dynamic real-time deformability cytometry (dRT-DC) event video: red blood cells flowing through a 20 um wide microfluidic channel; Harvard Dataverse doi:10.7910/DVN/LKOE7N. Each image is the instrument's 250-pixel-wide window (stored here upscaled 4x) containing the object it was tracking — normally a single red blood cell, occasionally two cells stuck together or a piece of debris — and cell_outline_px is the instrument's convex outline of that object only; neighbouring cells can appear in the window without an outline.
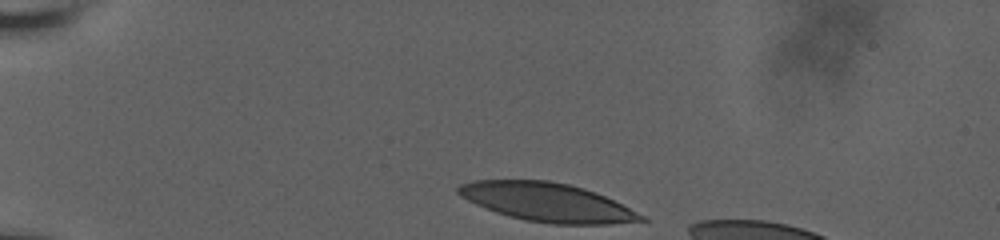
{"species": "human", "species_latin": "Homo sapiens", "temperature_condition": "room temperature", "stored_images_in_passage": 4, "camera_frame_rate_fps": 3000, "um_per_image_px": 0.085, "donor": {"sex": "male"}, "frame": {"image": 1, "passage_image": 1, "time_ms": 0.0, "image_size_px": [1000, 240], "cell_outline_px": [[648, 220], [608, 224], [552, 224], [524, 220], [496, 212], [476, 204], [460, 196], [456, 192], [456, 188], [460, 184], [472, 180], [548, 180], [568, 184], [584, 188], [596, 192], [644, 216]], "centroid_in_image_um": [46.46, 17.18], "position_along_channel_um": 38.5, "area_um2": 40.86}}
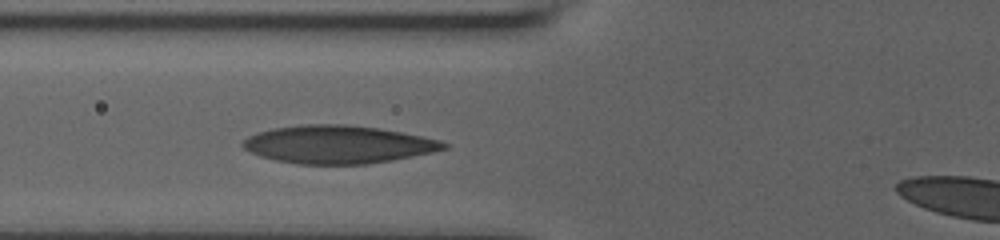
{"frame": {"image": 2, "passage_image": 4, "time_ms": 3.333, "image_size_px": [1000, 240], "cell_outline_px": [[448, 148], [432, 152], [392, 160], [368, 164], [296, 164], [276, 160], [260, 156], [244, 148], [240, 144], [248, 136], [256, 132], [272, 128], [304, 124], [344, 124], [380, 128], [424, 136], [440, 140], [448, 144]], "centroid_in_image_um": [28.73, 12.27], "position_along_channel_um": 97.1, "area_um2": 44.56}}